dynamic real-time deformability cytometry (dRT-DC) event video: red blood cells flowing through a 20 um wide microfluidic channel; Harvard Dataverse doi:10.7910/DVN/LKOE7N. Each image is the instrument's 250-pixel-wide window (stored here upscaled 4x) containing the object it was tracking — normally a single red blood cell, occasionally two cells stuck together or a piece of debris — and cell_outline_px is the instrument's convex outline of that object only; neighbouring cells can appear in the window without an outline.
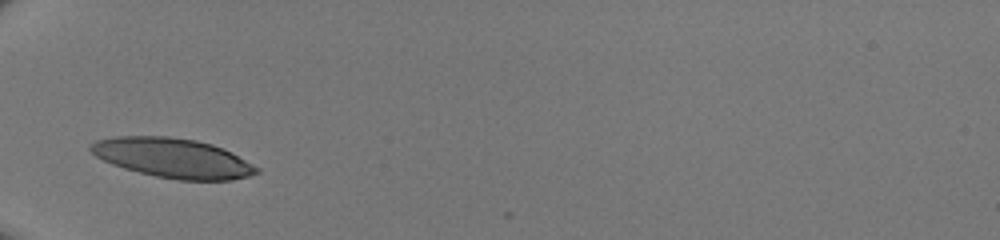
{"species": "human", "species_latin": "Homo sapiens", "temperature_condition": "room temperature", "stored_images_in_passage": 26, "camera_frame_rate_fps": 3000, "um_per_image_px": 0.085, "donor": {"sex": "male"}, "frame": {"image": 1, "passage_image": 1, "time_ms": 0.0, "image_size_px": [1000, 240], "cell_outline_px": [[260, 172], [248, 176], [232, 180], [180, 180], [156, 176], [124, 168], [112, 164], [96, 156], [88, 148], [96, 140], [112, 136], [168, 136], [196, 140], [212, 144], [232, 152], [260, 168]], "centroid_in_image_um": [14.71, 13.42], "position_along_channel_um": 70.3, "area_um2": 38.21}}
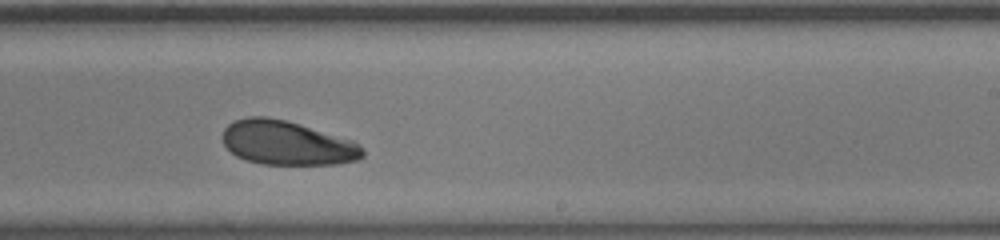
{"frame": {"image": 2, "passage_image": 15, "time_ms": 4.667, "image_size_px": [1000, 240], "cell_outline_px": [[364, 156], [356, 160], [336, 164], [264, 164], [248, 160], [236, 156], [224, 144], [224, 128], [228, 124], [236, 120], [248, 116], [268, 116], [300, 124], [352, 140], [364, 152]], "centroid_in_image_um": [24.38, 12.14], "position_along_channel_um": 264.6, "area_um2": 35.6}}
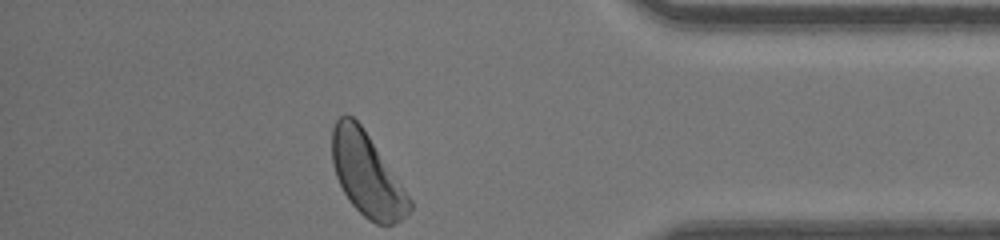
{"frame": {"image": 3, "passage_image": 26, "time_ms": 8.333, "image_size_px": [1000, 240], "cell_outline_px": [[412, 208], [408, 216], [392, 224], [376, 224], [368, 220], [348, 200], [336, 176], [332, 164], [332, 128], [336, 120], [340, 116], [352, 116], [360, 124], [412, 200]], "centroid_in_image_um": [31.18, 14.86], "position_along_channel_um": 404.0, "area_um2": 36.99}}